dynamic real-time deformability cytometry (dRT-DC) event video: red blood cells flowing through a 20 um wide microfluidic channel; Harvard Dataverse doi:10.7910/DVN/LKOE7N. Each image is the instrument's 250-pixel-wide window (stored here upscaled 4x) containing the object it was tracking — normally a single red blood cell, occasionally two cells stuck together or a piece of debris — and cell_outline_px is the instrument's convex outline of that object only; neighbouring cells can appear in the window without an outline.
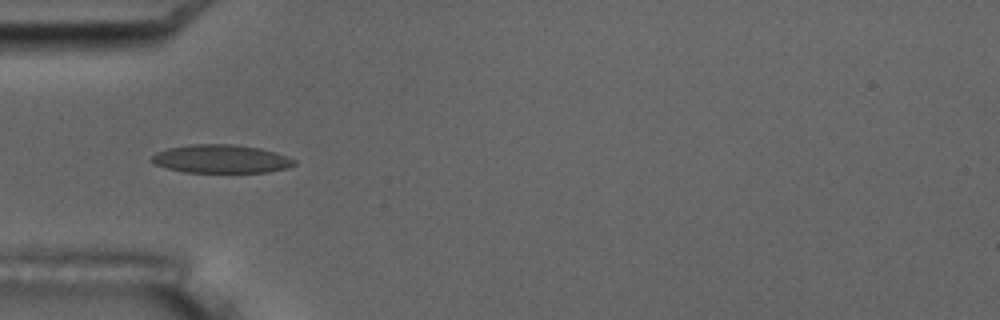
{"species": "common noctule bat (a hibernating species)", "species_latin": "Nyctalus noctula", "temperature_condition": "room temperature", "stored_images_in_passage": 13, "camera_frame_rate_fps": 3000, "um_per_image_px": 0.085, "animal": {"sex": "male", "body_mass_g": 17.5, "forearm_length_mm": 52.3}, "frame": {"image": 1, "passage_image": 3, "time_ms": 2.333, "image_size_px": [1000, 320], "cell_outline_px": [[296, 164], [288, 168], [268, 172], [184, 172], [168, 168], [156, 164], [152, 160], [152, 156], [156, 152], [168, 148], [192, 144], [232, 144], [260, 148], [276, 152], [296, 160]], "centroid_in_image_um": [18.83, 13.5], "position_along_channel_um": 66.2, "area_um2": 23.47}}
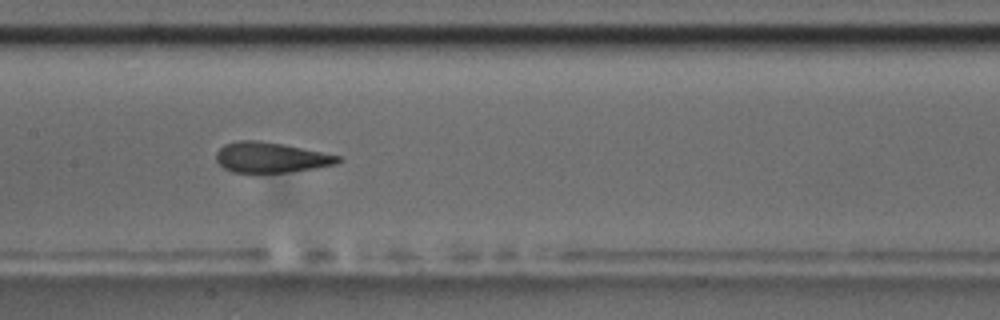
{"frame": {"image": 2, "passage_image": 6, "time_ms": 5.667, "image_size_px": [1000, 320], "cell_outline_px": [[344, 160], [336, 164], [288, 172], [232, 172], [224, 168], [216, 160], [216, 152], [224, 144], [236, 140], [260, 140], [284, 144], [340, 156]], "centroid_in_image_um": [23.0, 13.37], "position_along_channel_um": 184.4, "area_um2": 21.5}, "authors_computed_cell_mechanics": {"area_um2": 22.3108, "velocity_mm_per_s": 3.5563, "shape_relaxation_time_tau1_ms": 3.2214, "shape_relaxation_time_tau2_ms": 0.8644, "deformation_change_tau1": 0.1191, "deformation_change_tau2": 0.0553}}